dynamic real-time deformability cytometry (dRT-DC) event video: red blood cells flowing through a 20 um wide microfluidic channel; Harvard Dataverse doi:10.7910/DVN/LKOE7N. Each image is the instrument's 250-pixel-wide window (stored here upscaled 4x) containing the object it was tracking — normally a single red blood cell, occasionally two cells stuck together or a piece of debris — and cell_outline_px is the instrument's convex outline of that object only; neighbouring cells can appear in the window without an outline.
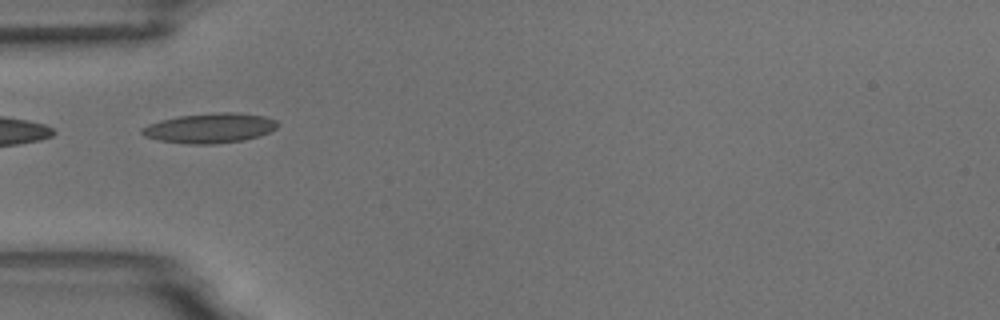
{"species": "common noctule bat (a hibernating species)", "species_latin": "Nyctalus noctula", "temperature_condition": "room temperature", "stored_images_in_passage": 4, "camera_frame_rate_fps": 3000, "um_per_image_px": 0.085, "animal": {"sex": "male", "body_mass_g": 18.8}, "frame": {"image": 1, "passage_image": 2, "time_ms": 2.0, "image_size_px": [1000, 320], "cell_outline_px": [[280, 124], [276, 128], [260, 136], [244, 140], [216, 144], [188, 144], [160, 140], [144, 136], [140, 132], [140, 128], [148, 124], [160, 120], [180, 116], [220, 112], [232, 112], [264, 116], [276, 120]], "centroid_in_image_um": [17.84, 10.89], "position_along_channel_um": 67.2, "area_um2": 23.58}}